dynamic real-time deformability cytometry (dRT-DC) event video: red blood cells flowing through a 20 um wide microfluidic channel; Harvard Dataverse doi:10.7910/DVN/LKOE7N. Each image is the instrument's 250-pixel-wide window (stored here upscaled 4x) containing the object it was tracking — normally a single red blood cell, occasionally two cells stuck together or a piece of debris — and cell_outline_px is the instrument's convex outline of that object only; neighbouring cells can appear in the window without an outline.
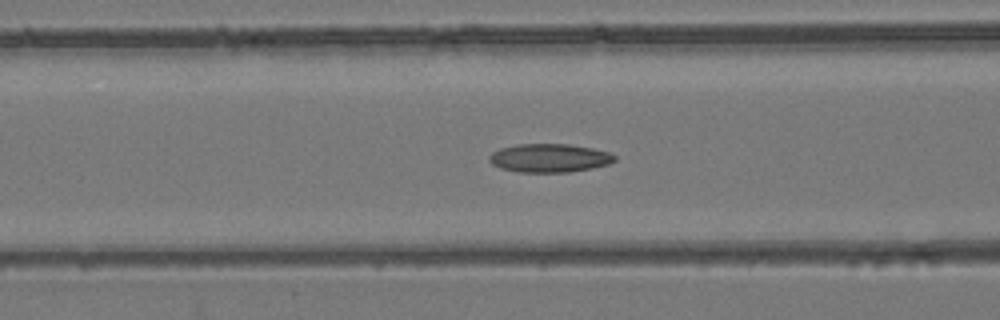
{"species": "common noctule bat (a hibernating species)", "species_latin": "Nyctalus noctula", "temperature_condition": "room temperature", "stored_images_in_passage": 53, "camera_frame_rate_fps": 3000, "um_per_image_px": 0.085, "animal": {"sex": "female", "body_mass_g": 24.6, "forearm_length_mm": 56.2}, "frame": {"image": 1, "passage_image": 21, "time_ms": 6.667, "image_size_px": [1000, 320], "cell_outline_px": [[616, 160], [608, 164], [592, 168], [568, 172], [520, 172], [500, 168], [492, 164], [488, 160], [488, 156], [492, 152], [500, 148], [516, 144], [568, 144], [592, 148], [608, 152], [616, 156]], "centroid_in_image_um": [46.67, 13.43], "position_along_channel_um": 119.9, "area_um2": 20.87}}
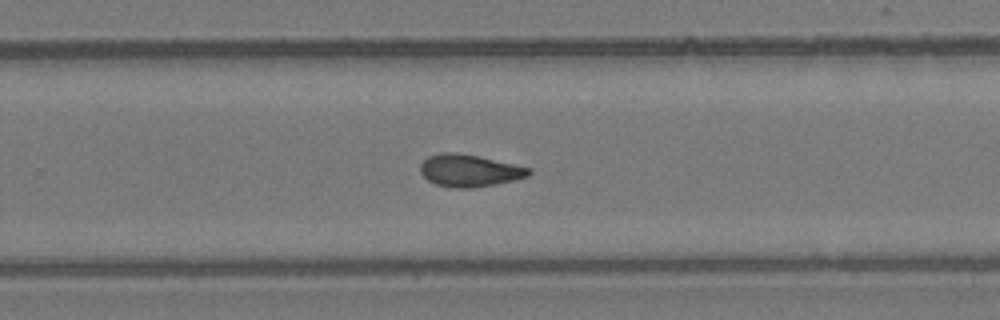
{"frame": {"image": 2, "passage_image": 34, "time_ms": 11.0, "image_size_px": [1000, 320], "cell_outline_px": [[532, 172], [528, 176], [512, 180], [472, 188], [452, 188], [436, 184], [428, 180], [420, 172], [420, 164], [428, 156], [440, 152], [456, 152], [476, 156], [532, 168]], "centroid_in_image_um": [39.86, 14.49], "position_along_channel_um": 289.9, "area_um2": 20.17}}
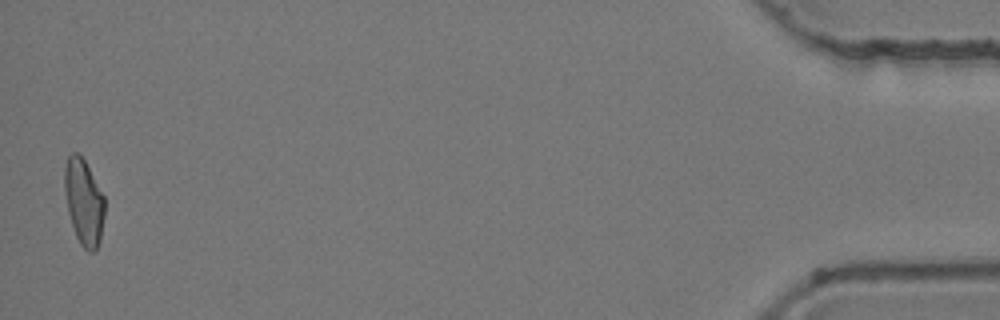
{"frame": {"image": 3, "passage_image": 52, "time_ms": 17.0, "image_size_px": [1000, 320], "cell_outline_px": [[104, 216], [100, 240], [96, 248], [92, 252], [88, 252], [80, 244], [76, 236], [68, 212], [64, 188], [64, 168], [68, 156], [72, 152], [76, 152], [84, 160], [104, 196]], "centroid_in_image_um": [7.11, 17.17], "position_along_channel_um": 428.1, "area_um2": 19.88}, "authors_computed_cell_mechanics": {"area_um2": 20.23, "velocity_mm_per_s": 3.9241, "shape_relaxation_time_tau1_ms": null, "shape_relaxation_time_tau2_ms": 2.6738, "deformation_change_tau1": null, "deformation_change_tau2": 0.0933}}